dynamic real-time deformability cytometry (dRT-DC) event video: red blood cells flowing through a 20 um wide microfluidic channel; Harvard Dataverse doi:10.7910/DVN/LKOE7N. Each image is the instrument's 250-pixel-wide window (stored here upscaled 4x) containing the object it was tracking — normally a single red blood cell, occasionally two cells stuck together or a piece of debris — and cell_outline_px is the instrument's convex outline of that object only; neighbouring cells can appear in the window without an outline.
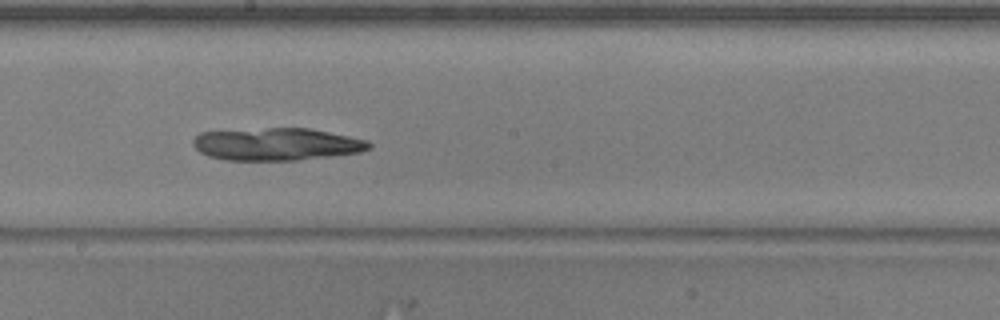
{"species": "common noctule bat (a hibernating species)", "species_latin": "Nyctalus noctula", "temperature_condition": "warm", "stored_images_in_passage": 40, "camera_frame_rate_fps": 3000, "um_per_image_px": 0.085, "animal": {"sex": "male", "body_mass_g": 20.5, "forearm_length_mm": 52.5}, "frame": {"image": 1, "passage_image": 18, "time_ms": 5.667, "image_size_px": [1000, 320], "cell_outline_px": [[372, 148], [360, 152], [296, 160], [224, 160], [208, 156], [200, 152], [192, 144], [192, 140], [200, 132], [268, 128], [312, 128], [368, 140], [372, 144]], "centroid_in_image_um": [23.52, 12.25], "position_along_channel_um": 224.7, "area_um2": 33.35}}
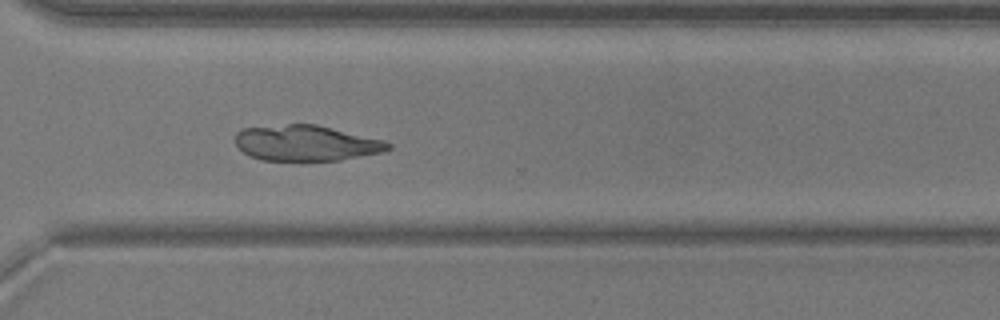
{"frame": {"image": 2, "passage_image": 27, "time_ms": 8.667, "image_size_px": [1000, 320], "cell_outline_px": [[392, 148], [384, 152], [340, 160], [260, 160], [244, 152], [236, 144], [236, 132], [244, 128], [288, 124], [316, 124], [384, 140], [392, 144]], "centroid_in_image_um": [26.06, 12.16], "position_along_channel_um": 344.5, "area_um2": 31.62}}
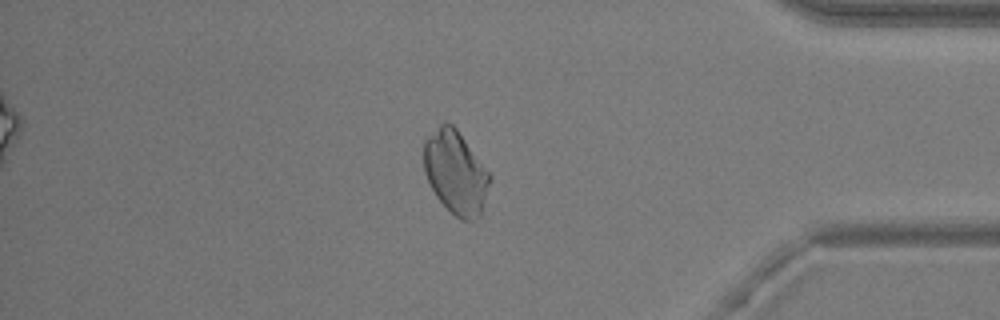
{"frame": {"image": 3, "passage_image": 33, "time_ms": 10.667, "image_size_px": [1000, 320], "cell_outline_px": [[492, 176], [480, 216], [472, 220], [464, 220], [456, 216], [436, 196], [424, 172], [424, 140], [444, 120], [448, 120], [456, 128]], "centroid_in_image_um": [38.73, 14.62], "position_along_channel_um": 396.5, "area_um2": 31.67}}